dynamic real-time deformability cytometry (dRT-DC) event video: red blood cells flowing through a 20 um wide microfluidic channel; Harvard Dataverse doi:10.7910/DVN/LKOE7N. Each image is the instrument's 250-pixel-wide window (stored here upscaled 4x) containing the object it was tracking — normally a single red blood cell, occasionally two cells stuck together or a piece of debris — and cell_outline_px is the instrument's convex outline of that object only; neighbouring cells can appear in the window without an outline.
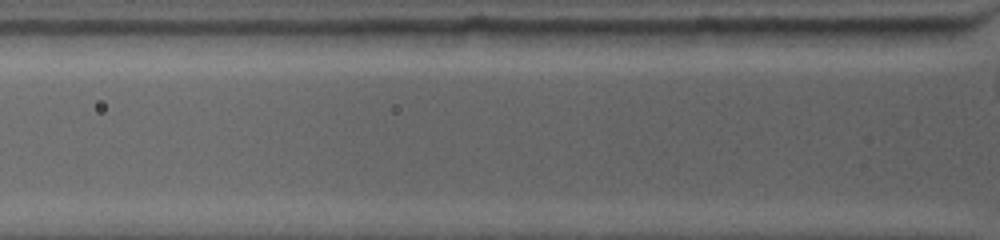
{"species": "common noctule bat (a hibernating species)", "species_latin": "Nyctalus noctula", "temperature_condition": "warm", "stored_images_in_passage": 3, "segment_of_instrument_passage": [2, 2], "camera_frame_rate_fps": 4500, "um_per_image_px": 0.085, "animal": {"sex": "female", "body_mass_g": 19.0, "forearm_length_mm": 53.3}, "frame": {"image": 1, "passage_image": 3, "time_ms": 0.444, "image_size_px": [1000, 240], "cell_outline_px": [[956, 32], [944, 44], [916, 48], [868, 48], [808, 44], [804, 40], [796, 28], [952, 28]], "centroid_in_image_um": [74.55, 3.15], "position_along_channel_um": 51.2, "area_um2": 19.94}}